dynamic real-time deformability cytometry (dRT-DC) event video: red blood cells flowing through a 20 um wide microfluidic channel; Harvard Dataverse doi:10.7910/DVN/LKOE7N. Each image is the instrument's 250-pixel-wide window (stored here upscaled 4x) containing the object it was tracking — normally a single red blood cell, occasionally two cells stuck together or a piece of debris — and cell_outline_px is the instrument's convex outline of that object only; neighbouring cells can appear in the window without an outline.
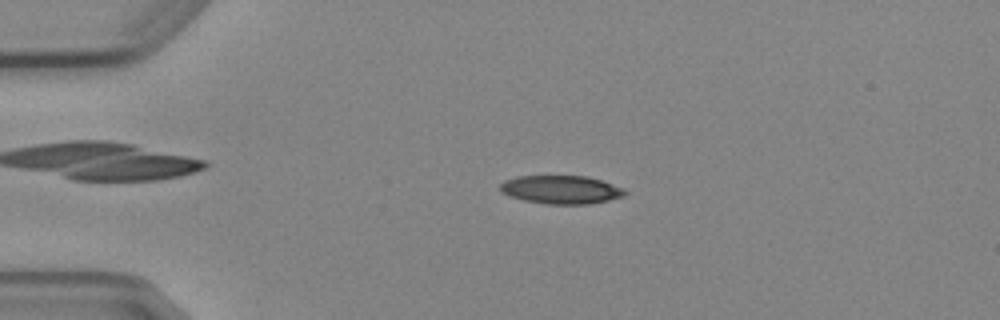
{"species": "Egyptian fruit bat (a non-hibernating species)", "species_latin": "Rousettus aegyptiacus", "temperature_condition": "cold", "stored_images_in_passage": 4, "camera_frame_rate_fps": 3000, "um_per_image_px": 0.085, "animal": {"sex": "female"}, "frame": {"image": 1, "passage_image": 3, "time_ms": 2.333, "image_size_px": [1000, 320], "cell_outline_px": [[628, 192], [624, 196], [608, 200], [588, 204], [544, 204], [524, 200], [508, 196], [500, 192], [500, 184], [504, 180], [516, 176], [588, 176], [624, 188]], "centroid_in_image_um": [47.67, 16.12], "position_along_channel_um": 37.3, "area_um2": 20.75}}
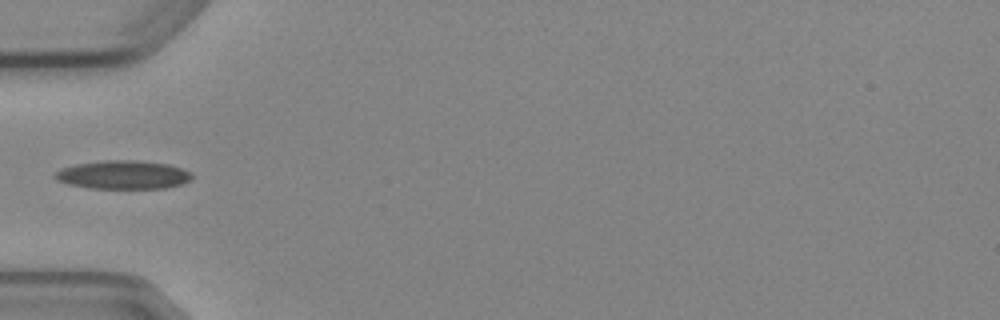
{"frame": {"image": 2, "passage_image": 4, "time_ms": 4.333, "image_size_px": [1000, 320], "cell_outline_px": [[192, 180], [180, 184], [164, 188], [88, 188], [68, 184], [56, 180], [52, 176], [60, 168], [76, 164], [104, 160], [136, 160], [168, 164], [180, 168], [188, 172], [192, 176]], "centroid_in_image_um": [10.41, 14.85], "position_along_channel_um": 74.6, "area_um2": 22.72}}